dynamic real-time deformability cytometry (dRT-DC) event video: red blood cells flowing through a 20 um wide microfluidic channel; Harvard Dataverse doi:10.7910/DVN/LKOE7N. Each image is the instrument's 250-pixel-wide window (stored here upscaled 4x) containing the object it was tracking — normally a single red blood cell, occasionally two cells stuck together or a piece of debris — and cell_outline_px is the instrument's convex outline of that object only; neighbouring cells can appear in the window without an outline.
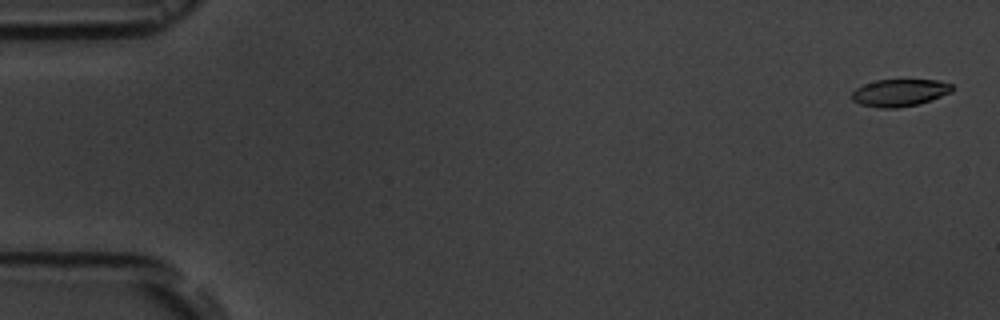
{"species": "common noctule bat (a hibernating species)", "species_latin": "Nyctalus noctula", "temperature_condition": "room temperature", "stored_images_in_passage": 9, "camera_frame_rate_fps": 3000, "um_per_image_px": 0.085, "animal": {"sex": "male", "body_mass_g": 19.5, "forearm_length_mm": 54.6}, "frame": {"image": 1, "passage_image": 1, "time_ms": 0.0, "image_size_px": [1000, 320], "cell_outline_px": [[952, 92], [916, 104], [896, 108], [880, 108], [860, 104], [852, 100], [852, 92], [856, 88], [864, 84], [876, 80], [936, 80], [952, 84]], "centroid_in_image_um": [76.43, 7.87], "position_along_channel_um": 8.6, "area_um2": 15.66}}
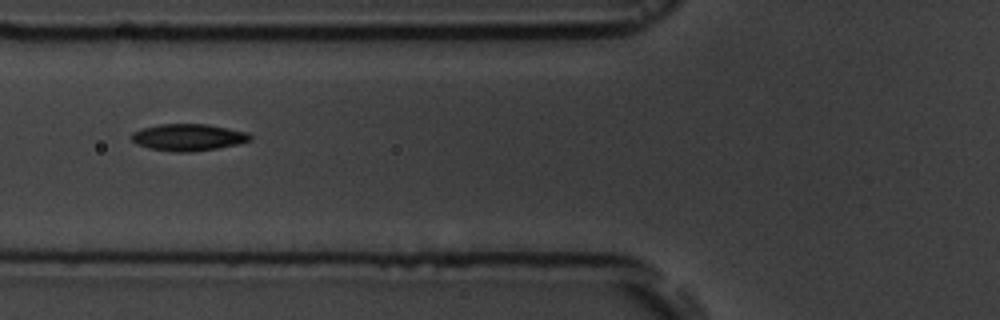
{"frame": {"image": 2, "passage_image": 7, "time_ms": 6.667, "image_size_px": [1000, 320], "cell_outline_px": [[252, 140], [236, 144], [216, 148], [192, 152], [172, 152], [148, 148], [136, 144], [132, 140], [132, 132], [144, 128], [160, 124], [208, 124], [248, 132], [252, 136]], "centroid_in_image_um": [16.0, 11.67], "position_along_channel_um": 109.8, "area_um2": 18.55}}
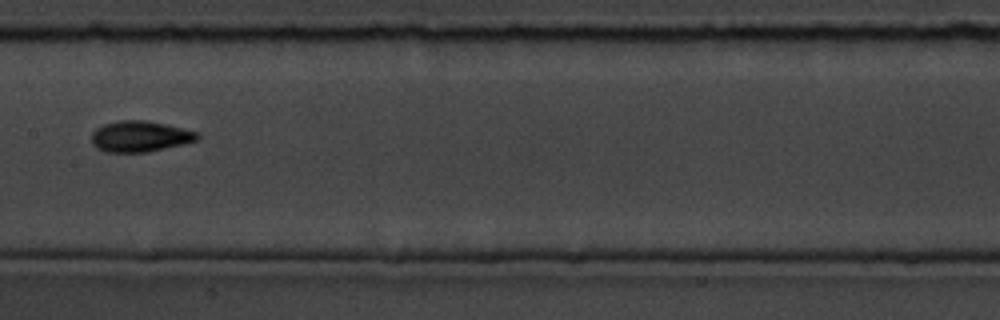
{"frame": {"image": 3, "passage_image": 9, "time_ms": 9.0, "image_size_px": [1000, 320], "cell_outline_px": [[200, 136], [196, 140], [184, 144], [148, 152], [104, 152], [96, 148], [92, 144], [92, 132], [96, 128], [104, 124], [120, 120], [144, 120], [164, 124], [196, 132]], "centroid_in_image_um": [11.85, 11.6], "position_along_channel_um": 195.5, "area_um2": 18.96}}